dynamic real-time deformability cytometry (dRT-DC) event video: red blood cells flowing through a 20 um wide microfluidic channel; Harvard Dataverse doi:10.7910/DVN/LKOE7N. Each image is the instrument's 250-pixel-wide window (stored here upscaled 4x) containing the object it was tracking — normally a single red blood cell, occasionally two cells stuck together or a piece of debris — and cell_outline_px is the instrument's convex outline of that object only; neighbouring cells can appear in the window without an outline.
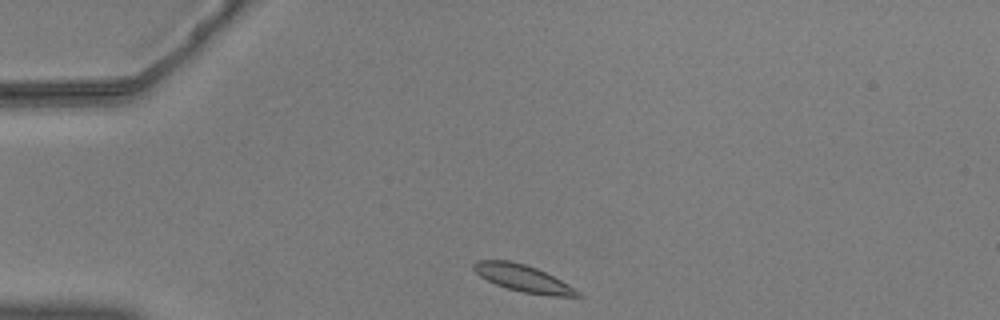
{"species": "common noctule bat (a hibernating species)", "species_latin": "Nyctalus noctula", "temperature_condition": "warm", "stored_images_in_passage": 44, "camera_frame_rate_fps": 3000, "um_per_image_px": 0.085, "animal": {"sex": "male", "body_mass_g": 20.5, "forearm_length_mm": 52.5}, "frame": {"image": 1, "passage_image": 1, "time_ms": 0.0, "image_size_px": [1000, 320], "cell_outline_px": [[584, 296], [552, 296], [524, 292], [508, 288], [496, 284], [480, 276], [472, 268], [472, 264], [476, 260], [512, 260], [536, 268], [568, 284], [580, 292]], "centroid_in_image_um": [44.44, 23.64], "position_along_channel_um": 40.6, "area_um2": 16.07}}
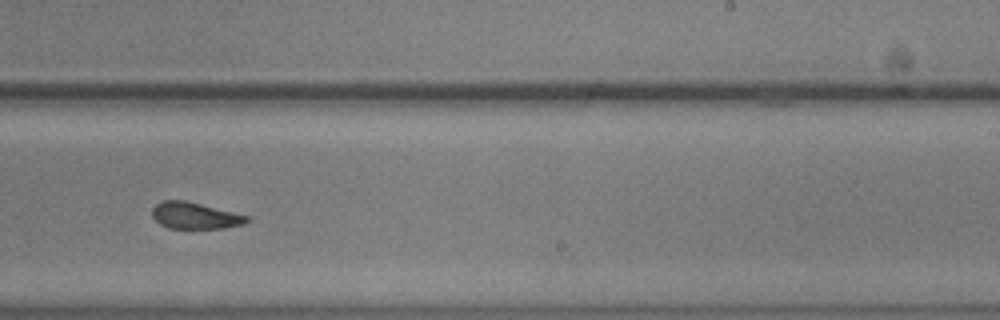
{"frame": {"image": 2, "passage_image": 23, "time_ms": 7.333, "image_size_px": [1000, 320], "cell_outline_px": [[248, 220], [244, 224], [224, 228], [168, 228], [160, 224], [152, 216], [152, 208], [156, 204], [164, 200], [184, 200], [248, 216]], "centroid_in_image_um": [16.53, 18.33], "position_along_channel_um": 272.5, "area_um2": 14.39}}
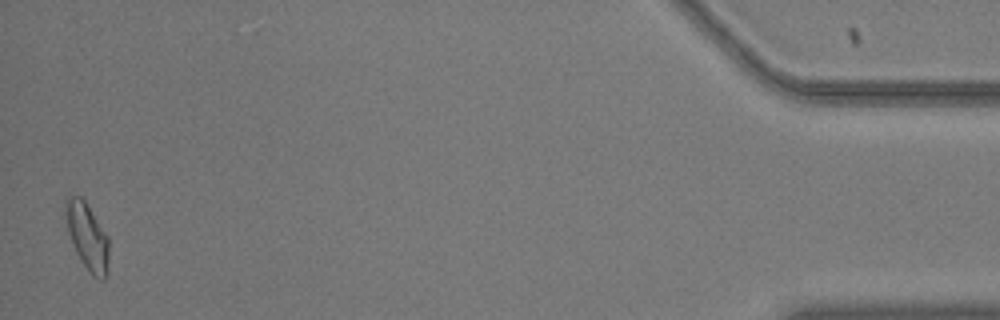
{"frame": {"image": 3, "passage_image": 43, "time_ms": 14.0, "image_size_px": [1000, 320], "cell_outline_px": [[108, 260], [104, 280], [100, 280], [92, 276], [80, 260], [72, 244], [68, 232], [64, 212], [64, 200], [68, 196], [80, 196], [84, 200], [108, 236]], "centroid_in_image_um": [7.39, 20.08], "position_along_channel_um": 427.8, "area_um2": 16.82}, "authors_computed_cell_mechanics": {"area_um2": 15.6638, "velocity_mm_per_s": 3.6081, "shape_relaxation_time_tau1_ms": null, "shape_relaxation_time_tau2_ms": 2.065, "deformation_change_tau1": null, "deformation_change_tau2": 0.0835}}